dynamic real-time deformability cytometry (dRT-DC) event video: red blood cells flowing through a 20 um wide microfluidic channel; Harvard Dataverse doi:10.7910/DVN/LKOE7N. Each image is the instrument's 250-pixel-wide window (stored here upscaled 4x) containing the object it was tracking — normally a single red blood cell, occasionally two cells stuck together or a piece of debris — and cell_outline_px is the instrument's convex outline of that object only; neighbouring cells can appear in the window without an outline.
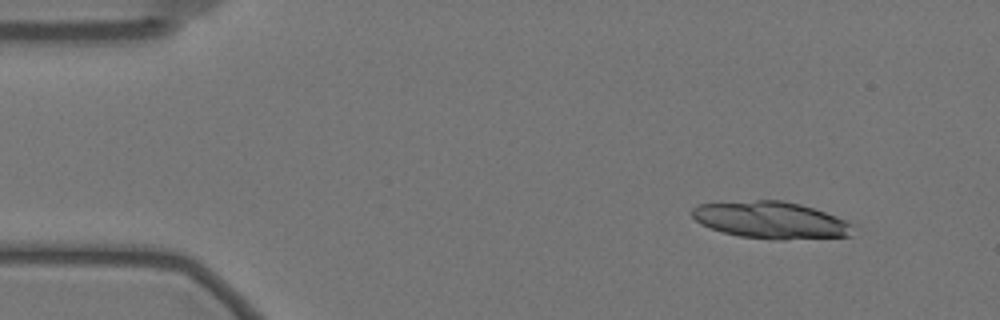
{"species": "Egyptian fruit bat (a non-hibernating species)", "species_latin": "Rousettus aegyptiacus", "temperature_condition": "warm", "stored_images_in_passage": 11, "camera_frame_rate_fps": 3000, "um_per_image_px": 0.085, "animal": {"sex": "female"}, "frame": {"image": 1, "passage_image": 1, "time_ms": 0.0, "image_size_px": [1000, 320], "cell_outline_px": [[852, 236], [784, 240], [776, 240], [740, 236], [724, 232], [700, 224], [688, 212], [696, 204], [756, 200], [784, 200], [800, 204], [836, 216], [852, 224]], "centroid_in_image_um": [65.5, 18.71], "position_along_channel_um": 19.5, "area_um2": 34.74}}